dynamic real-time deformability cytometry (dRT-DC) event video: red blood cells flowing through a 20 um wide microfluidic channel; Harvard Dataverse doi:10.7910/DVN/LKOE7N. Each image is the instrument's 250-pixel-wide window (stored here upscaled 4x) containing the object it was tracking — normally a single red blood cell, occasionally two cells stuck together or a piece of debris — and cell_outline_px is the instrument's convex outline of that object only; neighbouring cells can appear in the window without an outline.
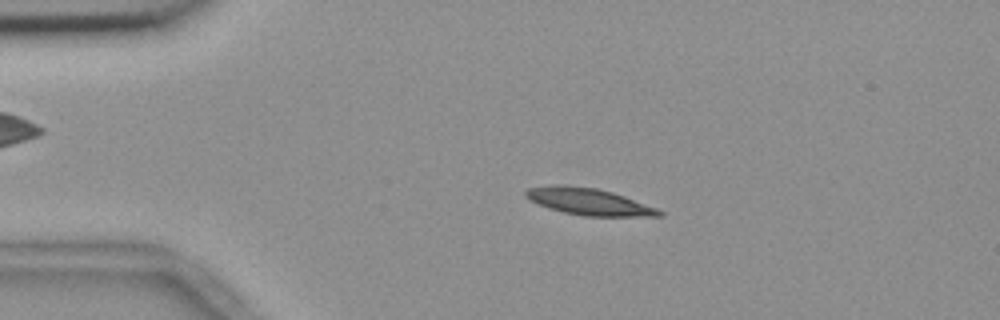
{"species": "common noctule bat (a hibernating species)", "species_latin": "Nyctalus noctula", "temperature_condition": "room temperature", "stored_images_in_passage": 52, "camera_frame_rate_fps": 3000, "um_per_image_px": 0.085, "animal": {"sex": "female", "body_mass_g": 18.4}, "frame": {"image": 1, "passage_image": 8, "time_ms": 2.333, "image_size_px": [1000, 320], "cell_outline_px": [[664, 216], [584, 216], [564, 212], [548, 208], [528, 200], [524, 196], [524, 192], [528, 188], [552, 184], [564, 184], [596, 188], [612, 192], [624, 196], [656, 208], [664, 212]], "centroid_in_image_um": [49.99, 17.13], "position_along_channel_um": 35.0, "area_um2": 20.92}}
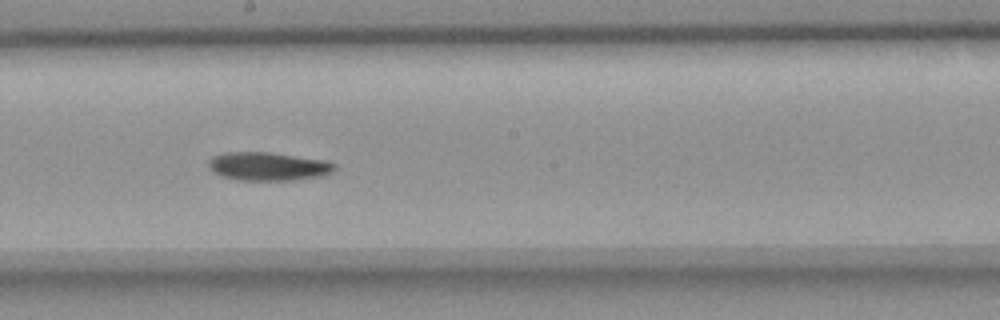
{"frame": {"image": 2, "passage_image": 27, "time_ms": 8.667, "image_size_px": [1000, 320], "cell_outline_px": [[336, 168], [332, 172], [320, 176], [292, 180], [240, 180], [220, 176], [212, 172], [208, 168], [208, 160], [212, 156], [224, 152], [268, 152], [324, 160], [336, 164]], "centroid_in_image_um": [22.73, 14.14], "position_along_channel_um": 225.5, "area_um2": 20.92}}
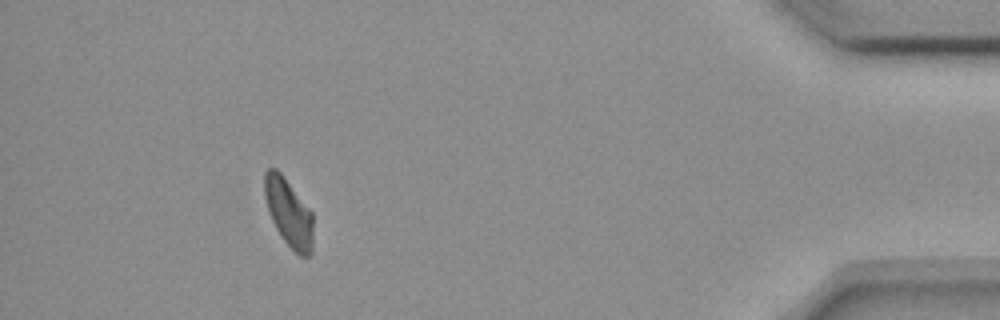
{"frame": {"image": 3, "passage_image": 47, "time_ms": 15.333, "image_size_px": [1000, 320], "cell_outline_px": [[312, 256], [300, 256], [284, 240], [276, 228], [268, 212], [264, 196], [264, 172], [268, 168], [276, 168], [280, 172], [312, 212]], "centroid_in_image_um": [24.52, 18.06], "position_along_channel_um": 410.7, "area_um2": 19.07}, "authors_computed_cell_mechanics": {"area_um2": 20.2878, "velocity_mm_per_s": 3.6524, "shape_relaxation_time_tau1_ms": 5.2621, "shape_relaxation_time_tau2_ms": null, "deformation_change_tau1": 0.1424, "deformation_change_tau2": null}}